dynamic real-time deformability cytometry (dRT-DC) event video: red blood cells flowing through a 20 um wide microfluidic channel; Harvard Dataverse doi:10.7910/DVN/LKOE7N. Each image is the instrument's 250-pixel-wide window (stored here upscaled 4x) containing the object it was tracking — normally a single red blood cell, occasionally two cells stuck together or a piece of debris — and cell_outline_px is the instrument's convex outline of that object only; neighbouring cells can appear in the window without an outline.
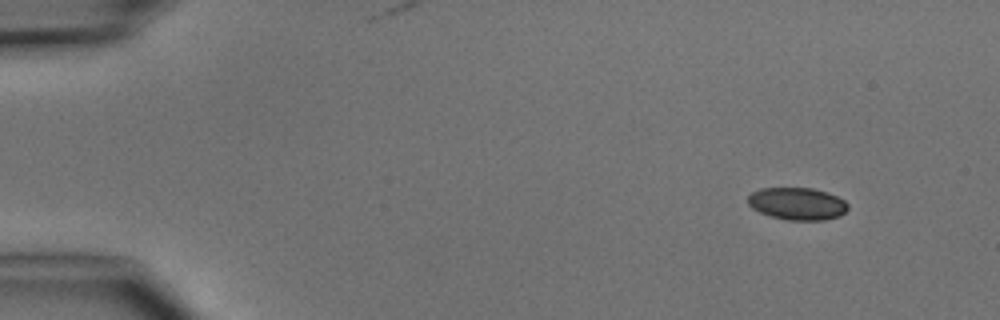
{"species": "common noctule bat (a hibernating species)", "species_latin": "Nyctalus noctula", "temperature_condition": "cold", "stored_images_in_passage": 4, "camera_frame_rate_fps": 3000, "um_per_image_px": 0.085, "animal": {"sex": "male", "body_mass_g": 15.6}, "frame": {"image": 1, "passage_image": 1, "time_ms": 0.0, "image_size_px": [1000, 320], "cell_outline_px": [[848, 208], [840, 216], [824, 220], [784, 220], [760, 212], [752, 208], [748, 204], [748, 196], [752, 192], [760, 188], [812, 188], [828, 192], [844, 200], [848, 204]], "centroid_in_image_um": [67.77, 17.31], "position_along_channel_um": 17.2, "area_um2": 18.9}}
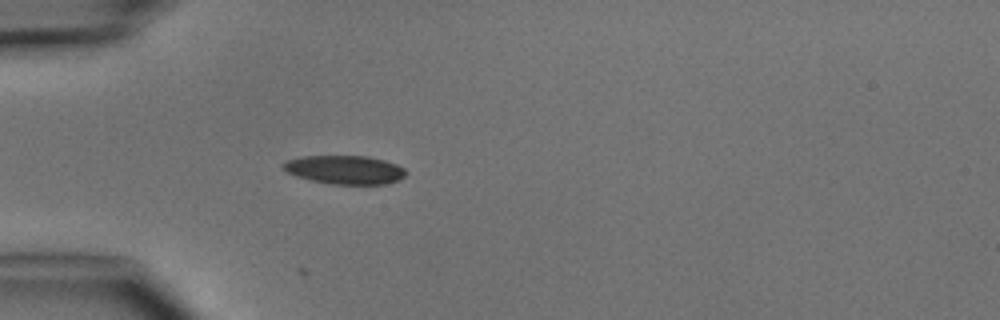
{"frame": {"image": 2, "passage_image": 4, "time_ms": 3.333, "image_size_px": [1000, 320], "cell_outline_px": [[408, 172], [404, 176], [396, 180], [384, 184], [332, 184], [312, 180], [296, 176], [288, 172], [280, 164], [284, 160], [300, 156], [368, 156], [384, 160], [396, 164], [404, 168]], "centroid_in_image_um": [29.28, 14.41], "position_along_channel_um": 55.7, "area_um2": 20.46}}